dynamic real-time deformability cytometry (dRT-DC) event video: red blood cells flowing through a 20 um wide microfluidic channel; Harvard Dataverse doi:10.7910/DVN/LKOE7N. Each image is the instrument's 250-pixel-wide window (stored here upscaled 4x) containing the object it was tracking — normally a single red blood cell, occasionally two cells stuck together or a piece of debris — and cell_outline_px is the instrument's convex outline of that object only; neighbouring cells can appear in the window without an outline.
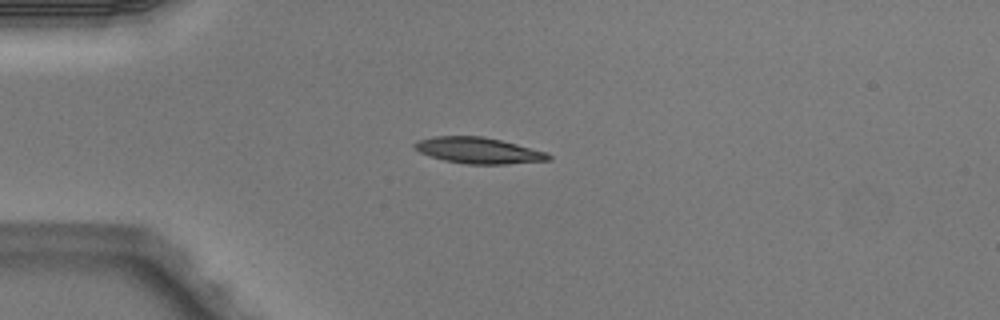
{"species": "Egyptian fruit bat (a non-hibernating species)", "species_latin": "Rousettus aegyptiacus", "temperature_condition": "warm", "stored_images_in_passage": 2, "camera_frame_rate_fps": 3000, "um_per_image_px": 0.085, "animal": {"sex": "male"}, "frame": {"image": 1, "passage_image": 1, "time_ms": 0.0, "image_size_px": [1000, 320], "cell_outline_px": [[552, 160], [504, 164], [468, 164], [444, 160], [420, 152], [412, 144], [416, 140], [436, 136], [484, 136], [548, 152], [552, 156]], "centroid_in_image_um": [40.7, 12.78], "position_along_channel_um": 44.3, "area_um2": 20.29}}
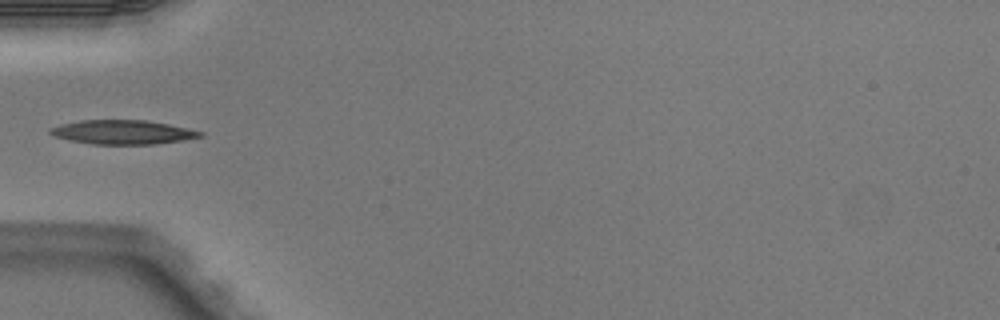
{"frame": {"image": 2, "passage_image": 2, "time_ms": 0.333, "image_size_px": [1000, 320], "cell_outline_px": [[204, 136], [156, 144], [92, 144], [68, 140], [56, 136], [48, 132], [48, 128], [60, 124], [80, 120], [144, 120], [168, 124], [204, 132]], "centroid_in_image_um": [10.39, 11.23], "position_along_channel_um": 74.6, "area_um2": 20.98}}